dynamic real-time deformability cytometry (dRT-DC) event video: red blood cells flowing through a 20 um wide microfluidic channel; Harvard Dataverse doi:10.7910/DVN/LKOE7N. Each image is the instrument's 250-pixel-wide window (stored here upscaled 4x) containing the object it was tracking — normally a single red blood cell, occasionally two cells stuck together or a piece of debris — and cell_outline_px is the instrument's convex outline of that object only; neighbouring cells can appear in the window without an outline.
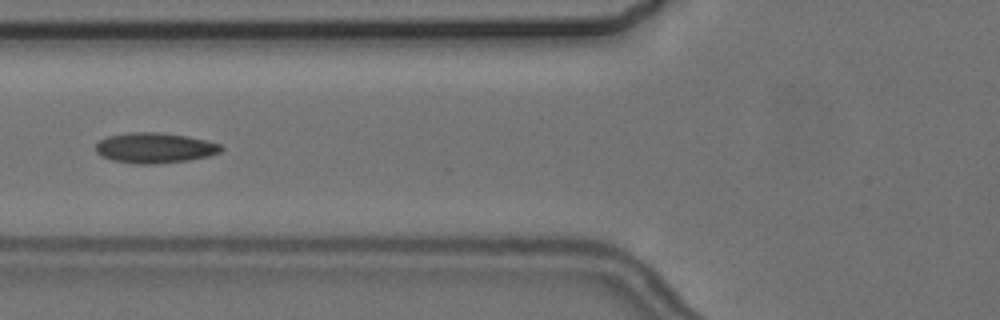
{"species": "common noctule bat (a hibernating species)", "species_latin": "Nyctalus noctula", "temperature_condition": "cold", "stored_images_in_passage": 7, "camera_frame_rate_fps": 3000, "um_per_image_px": 0.085, "animal": {"sex": "female", "body_mass_g": 24.6, "forearm_length_mm": 56.2}, "frame": {"image": 1, "passage_image": 6, "time_ms": 6.0, "image_size_px": [1000, 320], "cell_outline_px": [[224, 148], [220, 152], [208, 156], [188, 160], [156, 164], [136, 164], [112, 160], [100, 156], [96, 152], [96, 144], [100, 140], [108, 136], [128, 132], [160, 132], [188, 136], [208, 140], [220, 144]], "centroid_in_image_um": [13.16, 12.57], "position_along_channel_um": 112.6, "area_um2": 22.37}}
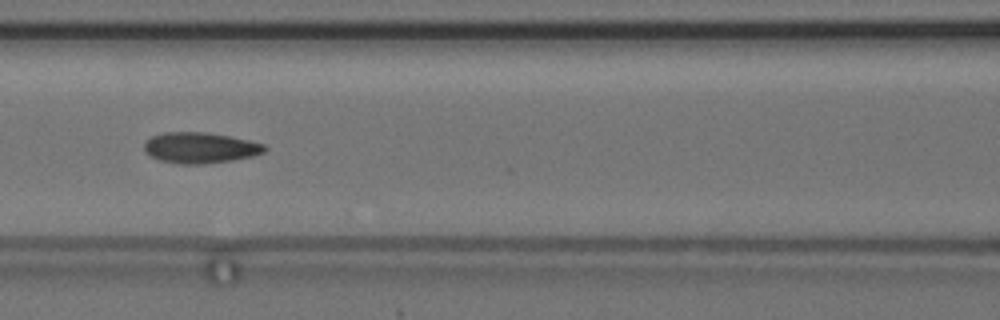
{"frame": {"image": 2, "passage_image": 7, "time_ms": 7.0, "image_size_px": [1000, 320], "cell_outline_px": [[268, 148], [264, 152], [252, 156], [232, 160], [200, 164], [180, 164], [160, 160], [144, 152], [144, 144], [152, 136], [164, 132], [204, 132], [228, 136], [248, 140], [264, 144]], "centroid_in_image_um": [17.01, 12.56], "position_along_channel_um": 149.6, "area_um2": 21.44}}